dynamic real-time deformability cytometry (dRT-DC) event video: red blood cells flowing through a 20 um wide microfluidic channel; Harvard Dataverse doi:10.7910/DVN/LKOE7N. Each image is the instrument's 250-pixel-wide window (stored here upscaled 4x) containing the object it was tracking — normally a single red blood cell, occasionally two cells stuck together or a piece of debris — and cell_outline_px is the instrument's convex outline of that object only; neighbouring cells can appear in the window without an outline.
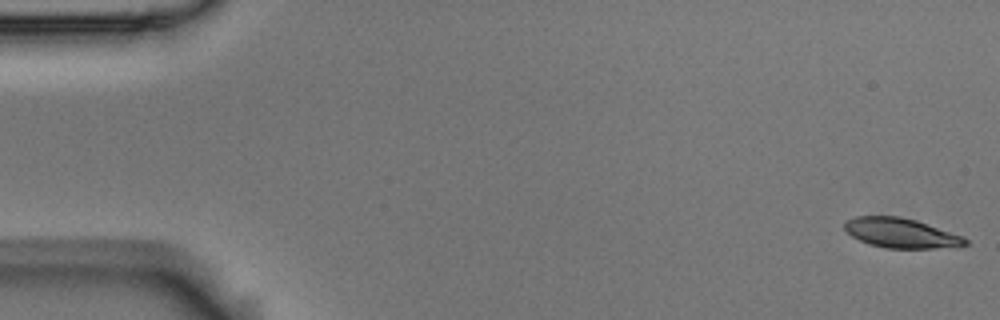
{"species": "Egyptian fruit bat (a non-hibernating species)", "species_latin": "Rousettus aegyptiacus", "temperature_condition": "room temperature", "stored_images_in_passage": 55, "camera_frame_rate_fps": 3000, "um_per_image_px": 0.085, "animal": {"sex": "male"}, "frame": {"image": 1, "passage_image": 1, "time_ms": 0.0, "image_size_px": [1000, 320], "cell_outline_px": [[968, 244], [932, 248], [884, 248], [868, 244], [852, 236], [844, 228], [844, 224], [848, 220], [856, 216], [900, 216], [916, 220], [964, 236], [968, 240]], "centroid_in_image_um": [76.57, 19.8], "position_along_channel_um": 8.4, "area_um2": 20.75}}
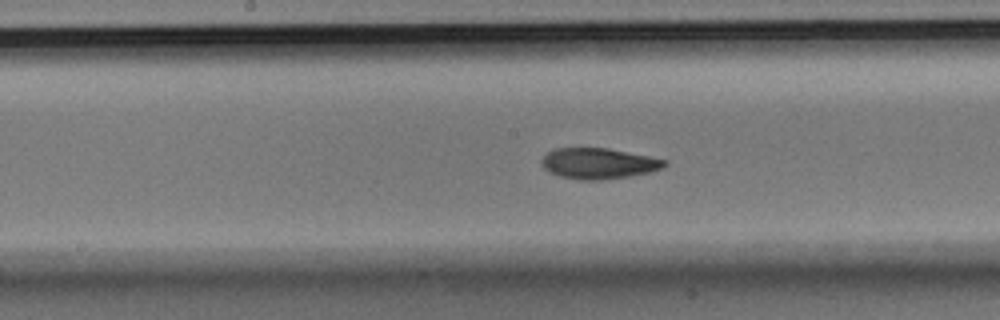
{"frame": {"image": 2, "passage_image": 28, "time_ms": 9.0, "image_size_px": [1000, 320], "cell_outline_px": [[668, 164], [652, 172], [628, 176], [600, 180], [580, 180], [560, 176], [548, 172], [540, 164], [540, 160], [552, 148], [608, 148], [668, 160]], "centroid_in_image_um": [50.85, 13.89], "position_along_channel_um": 197.4, "area_um2": 22.14}}
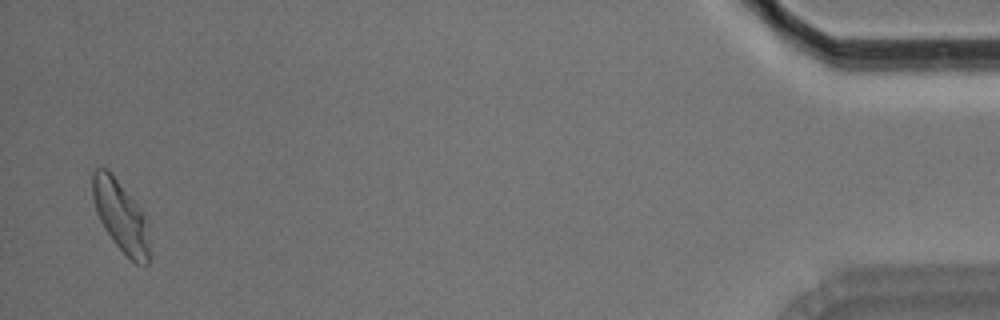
{"frame": {"image": 3, "passage_image": 54, "time_ms": 17.667, "image_size_px": [1000, 320], "cell_outline_px": [[148, 264], [136, 264], [112, 240], [100, 220], [96, 212], [92, 196], [92, 172], [96, 168], [108, 168], [112, 172], [144, 212], [148, 220]], "centroid_in_image_um": [10.26, 18.31], "position_along_channel_um": 424.9, "area_um2": 23.64}, "authors_computed_cell_mechanics": {"area_um2": 22.1374, "velocity_mm_per_s": 3.6216, "shape_relaxation_time_tau1_ms": 4.7431, "shape_relaxation_time_tau2_ms": 2.6286, "deformation_change_tau1": 0.1464, "deformation_change_tau2": 0.0655}}